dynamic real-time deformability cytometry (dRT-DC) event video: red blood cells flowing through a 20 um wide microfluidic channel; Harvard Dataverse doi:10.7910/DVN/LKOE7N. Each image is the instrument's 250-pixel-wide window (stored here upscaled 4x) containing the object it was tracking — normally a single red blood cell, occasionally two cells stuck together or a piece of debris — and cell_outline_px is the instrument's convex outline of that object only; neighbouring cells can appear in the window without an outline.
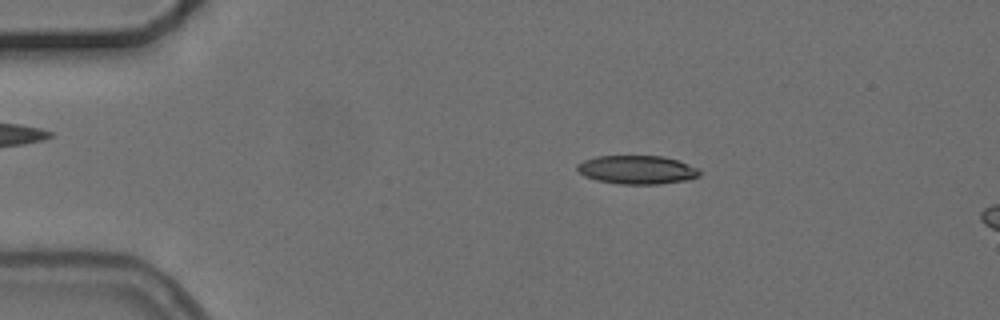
{"species": "common noctule bat (a hibernating species)", "species_latin": "Nyctalus noctula", "temperature_condition": "cold", "stored_images_in_passage": 5, "camera_frame_rate_fps": 3000, "um_per_image_px": 0.085, "animal": {"sex": "female", "body_mass_g": 24.6, "forearm_length_mm": 56.2}, "frame": {"image": 1, "passage_image": 3, "time_ms": 2.333, "image_size_px": [1000, 320], "cell_outline_px": [[700, 176], [684, 180], [660, 184], [620, 184], [596, 180], [584, 176], [576, 168], [576, 164], [584, 160], [596, 156], [664, 156], [700, 168]], "centroid_in_image_um": [54.14, 14.43], "position_along_channel_um": 30.9, "area_um2": 20.4}}